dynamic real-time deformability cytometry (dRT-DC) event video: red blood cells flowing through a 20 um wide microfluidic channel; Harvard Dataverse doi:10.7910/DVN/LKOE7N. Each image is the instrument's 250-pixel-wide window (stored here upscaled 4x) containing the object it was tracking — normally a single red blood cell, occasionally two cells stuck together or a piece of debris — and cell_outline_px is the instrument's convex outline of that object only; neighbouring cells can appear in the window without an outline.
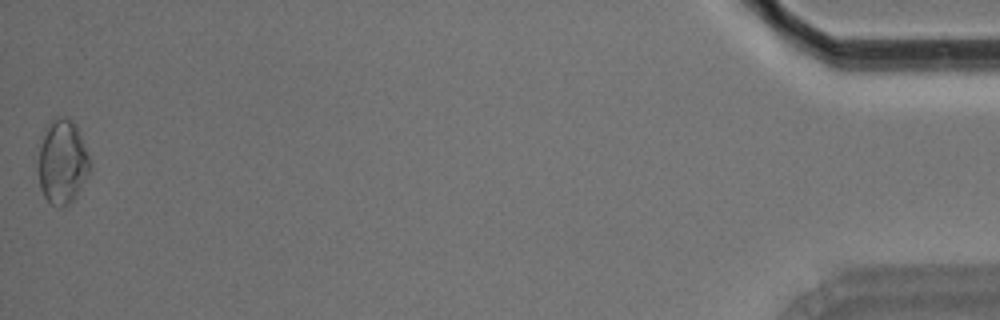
{"species": "Egyptian fruit bat (a non-hibernating species)", "species_latin": "Rousettus aegyptiacus", "temperature_condition": "room temperature", "stored_images_in_passage": 14, "camera_frame_rate_fps": 3000, "um_per_image_px": 0.085, "animal": {"sex": "male"}, "frame": {"image": 1, "passage_image": 14, "time_ms": 4.333, "image_size_px": [1000, 320], "cell_outline_px": [[92, 168], [76, 196], [64, 208], [60, 208], [52, 204], [44, 196], [40, 188], [36, 168], [40, 144], [48, 120], [56, 116], [68, 116], [76, 124], [92, 164]], "centroid_in_image_um": [5.28, 13.73], "position_along_channel_um": 429.9, "area_um2": 26.13}}